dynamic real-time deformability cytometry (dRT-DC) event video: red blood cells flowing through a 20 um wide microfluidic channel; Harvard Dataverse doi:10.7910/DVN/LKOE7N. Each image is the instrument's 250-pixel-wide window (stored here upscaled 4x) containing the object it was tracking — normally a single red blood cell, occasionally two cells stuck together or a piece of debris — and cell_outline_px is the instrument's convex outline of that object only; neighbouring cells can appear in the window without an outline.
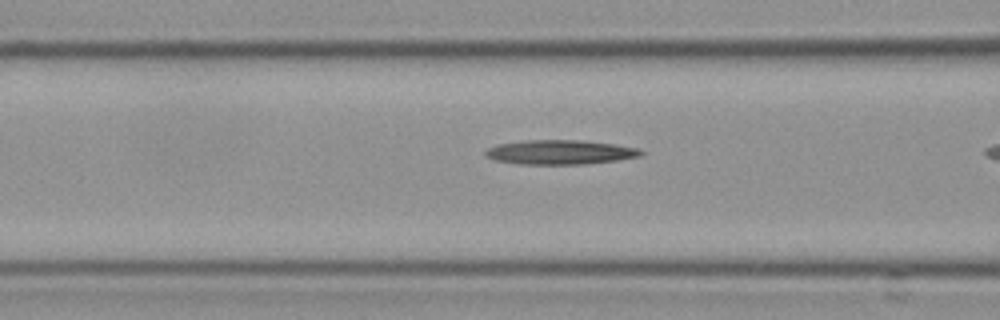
{"species": "Egyptian fruit bat (a non-hibernating species)", "species_latin": "Rousettus aegyptiacus", "temperature_condition": "cold", "stored_images_in_passage": 12, "camera_frame_rate_fps": 3000, "um_per_image_px": 0.085, "frame": {"image": 1, "passage_image": 7, "time_ms": 2.0, "image_size_px": [1000, 320], "cell_outline_px": [[644, 152], [640, 156], [616, 160], [584, 164], [520, 164], [496, 160], [484, 156], [484, 152], [488, 148], [496, 144], [524, 140], [584, 140], [616, 144], [640, 148]], "centroid_in_image_um": [47.6, 12.92], "position_along_channel_um": 119.0, "area_um2": 22.25}}
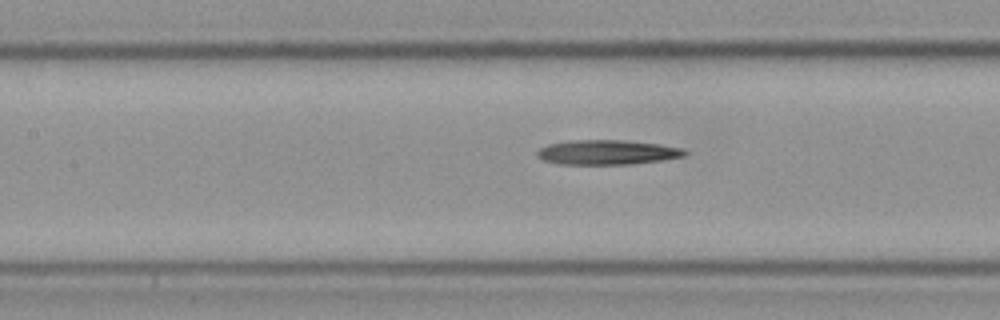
{"frame": {"image": 2, "passage_image": 10, "time_ms": 3.0, "image_size_px": [1000, 320], "cell_outline_px": [[688, 152], [684, 156], [660, 160], [632, 164], [556, 164], [544, 160], [536, 156], [536, 152], [540, 148], [548, 144], [568, 140], [624, 140], [660, 144], [684, 148]], "centroid_in_image_um": [51.59, 12.94], "position_along_channel_um": 155.8, "area_um2": 21.33}}